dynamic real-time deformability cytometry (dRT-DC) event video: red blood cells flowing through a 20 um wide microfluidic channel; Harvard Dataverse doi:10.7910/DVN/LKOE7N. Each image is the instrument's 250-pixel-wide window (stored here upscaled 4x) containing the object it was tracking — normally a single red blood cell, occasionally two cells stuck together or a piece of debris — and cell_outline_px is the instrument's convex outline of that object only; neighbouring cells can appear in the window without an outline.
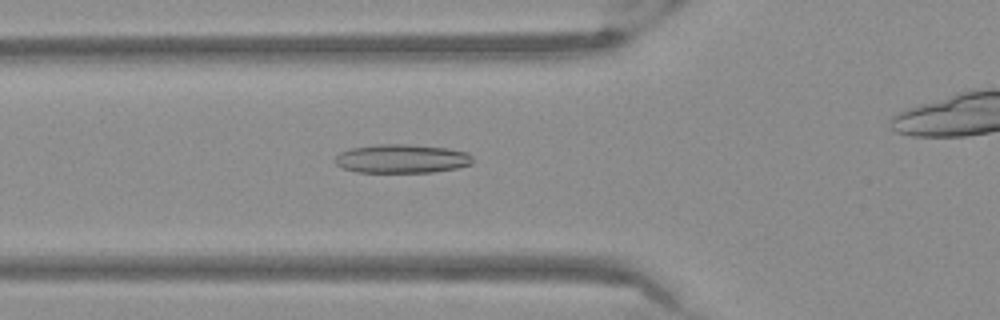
{"species": "Egyptian fruit bat (a non-hibernating species)", "species_latin": "Rousettus aegyptiacus", "temperature_condition": "warm", "stored_images_in_passage": 51, "camera_frame_rate_fps": 3000, "um_per_image_px": 0.085, "frame": {"image": 1, "passage_image": 19, "time_ms": 6.0, "image_size_px": [1000, 320], "cell_outline_px": [[472, 164], [456, 168], [432, 172], [356, 172], [344, 168], [336, 164], [336, 156], [340, 152], [352, 148], [376, 144], [404, 144], [448, 148], [468, 152], [472, 156]], "centroid_in_image_um": [34.17, 13.48], "position_along_channel_um": 91.6, "area_um2": 23.0}}
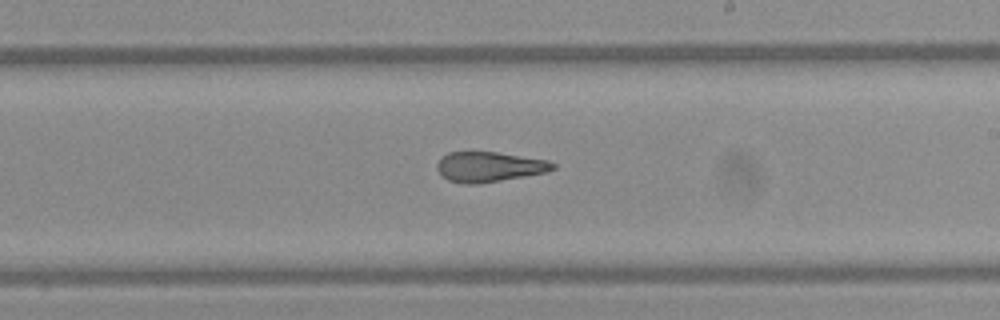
{"frame": {"image": 2, "passage_image": 31, "time_ms": 10.0, "image_size_px": [1000, 320], "cell_outline_px": [[556, 168], [548, 172], [476, 184], [464, 184], [448, 180], [436, 168], [436, 164], [440, 156], [448, 152], [496, 152], [548, 160], [556, 164]], "centroid_in_image_um": [41.57, 14.17], "position_along_channel_um": 247.4, "area_um2": 20.29}}
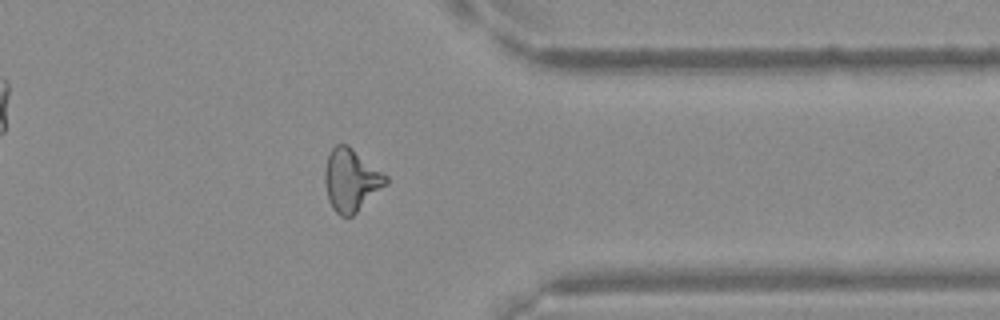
{"frame": {"image": 3, "passage_image": 42, "time_ms": 13.667, "image_size_px": [1000, 320], "cell_outline_px": [[388, 184], [352, 216], [340, 216], [332, 208], [328, 200], [324, 184], [324, 172], [328, 156], [332, 148], [336, 144], [348, 144], [388, 176]], "centroid_in_image_um": [29.84, 15.31], "position_along_channel_um": 381.6, "area_um2": 22.37}}